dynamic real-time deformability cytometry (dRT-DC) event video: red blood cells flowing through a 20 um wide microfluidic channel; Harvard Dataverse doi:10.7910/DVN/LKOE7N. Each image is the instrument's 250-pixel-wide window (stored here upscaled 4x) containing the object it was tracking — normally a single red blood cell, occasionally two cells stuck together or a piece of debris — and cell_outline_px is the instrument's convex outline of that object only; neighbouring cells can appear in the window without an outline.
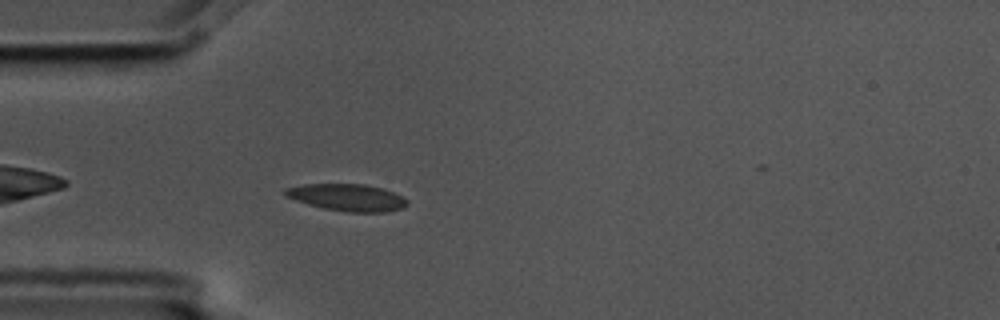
{"species": "common noctule bat (a hibernating species)", "species_latin": "Nyctalus noctula", "temperature_condition": "cold", "stored_images_in_passage": 3, "camera_frame_rate_fps": 3000, "um_per_image_px": 0.085, "animal": {"sex": "male", "body_mass_g": 17.5, "forearm_length_mm": 52.3}, "frame": {"image": 1, "passage_image": 3, "time_ms": 0.667, "image_size_px": [1000, 320], "cell_outline_px": [[408, 204], [404, 208], [384, 212], [348, 212], [324, 208], [308, 204], [284, 196], [284, 188], [304, 184], [364, 184], [384, 188], [408, 200]], "centroid_in_image_um": [29.52, 16.78], "position_along_channel_um": 55.5, "area_um2": 19.19}}